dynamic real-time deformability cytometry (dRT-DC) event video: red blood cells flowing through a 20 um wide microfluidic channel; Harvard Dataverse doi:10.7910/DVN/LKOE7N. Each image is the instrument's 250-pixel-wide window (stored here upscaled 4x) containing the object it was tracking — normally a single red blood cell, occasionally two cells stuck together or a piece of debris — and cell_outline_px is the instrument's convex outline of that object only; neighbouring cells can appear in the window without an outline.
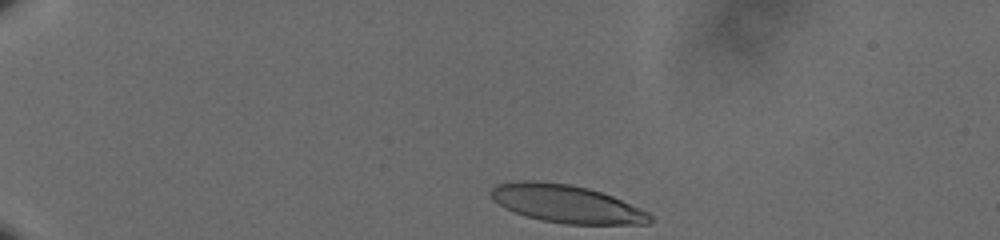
{"species": "human", "species_latin": "Homo sapiens", "temperature_condition": "cold", "stored_images_in_passage": 42, "camera_frame_rate_fps": 3000, "um_per_image_px": 0.085, "donor": {"sex": "male"}, "frame": {"image": 1, "passage_image": 1, "time_ms": 0.0, "image_size_px": [1000, 240], "cell_outline_px": [[652, 220], [648, 224], [564, 224], [540, 220], [504, 208], [492, 200], [488, 196], [488, 192], [496, 184], [520, 180], [536, 180], [568, 184], [588, 188], [612, 196], [640, 208], [648, 212], [652, 216]], "centroid_in_image_um": [48.1, 17.32], "position_along_channel_um": 36.9, "area_um2": 35.26}}
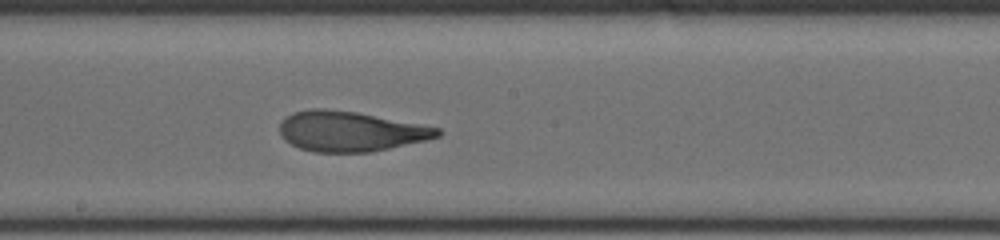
{"frame": {"image": 2, "passage_image": 23, "time_ms": 7.333, "image_size_px": [1000, 240], "cell_outline_px": [[444, 132], [440, 136], [424, 140], [372, 152], [312, 152], [300, 148], [284, 140], [280, 132], [280, 124], [284, 116], [292, 112], [308, 108], [324, 108], [356, 112], [440, 128]], "centroid_in_image_um": [29.74, 11.15], "position_along_channel_um": 218.5, "area_um2": 36.88}}
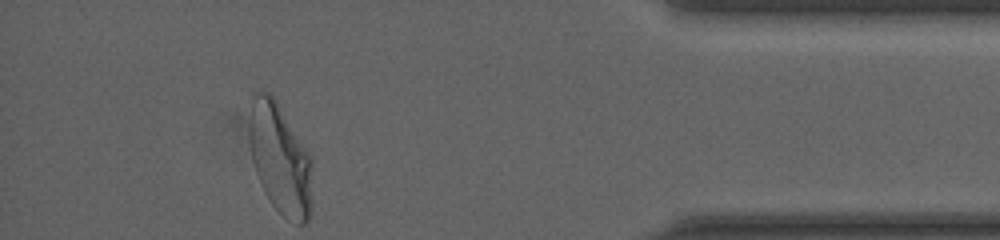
{"frame": {"image": 3, "passage_image": 42, "time_ms": 13.667, "image_size_px": [1000, 240], "cell_outline_px": [[312, 212], [308, 220], [304, 224], [296, 224], [284, 216], [272, 204], [264, 192], [260, 184], [252, 160], [252, 96], [256, 92], [268, 92], [276, 100], [312, 156]], "centroid_in_image_um": [23.9, 13.59], "position_along_channel_um": 411.3, "area_um2": 40.17}, "authors_computed_cell_mechanics": {"area_um2": 36.9342, "velocity_mm_per_s": 3.5981, "shape_relaxation_time_tau1_ms": 5.0458, "shape_relaxation_time_tau2_ms": 0.9726, "deformation_change_tau1": 0.2203, "deformation_change_tau2": 0.0841}}